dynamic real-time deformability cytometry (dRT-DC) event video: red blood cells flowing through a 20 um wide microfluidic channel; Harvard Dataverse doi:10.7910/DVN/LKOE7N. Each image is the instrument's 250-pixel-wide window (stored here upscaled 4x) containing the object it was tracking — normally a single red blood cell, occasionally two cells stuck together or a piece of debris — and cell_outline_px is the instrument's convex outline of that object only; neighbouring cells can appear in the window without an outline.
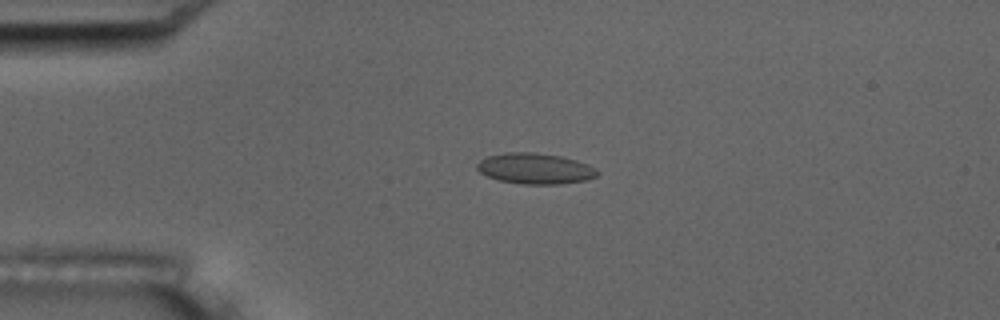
{"species": "common noctule bat (a hibernating species)", "species_latin": "Nyctalus noctula", "temperature_condition": "room temperature", "stored_images_in_passage": 4, "camera_frame_rate_fps": 3000, "um_per_image_px": 0.085, "animal": {"sex": "male", "body_mass_g": 17.5, "forearm_length_mm": 52.3}, "frame": {"image": 1, "passage_image": 4, "time_ms": 3.333, "image_size_px": [1000, 320], "cell_outline_px": [[600, 172], [596, 176], [588, 180], [560, 184], [524, 184], [500, 180], [488, 176], [480, 172], [476, 168], [476, 164], [480, 160], [488, 156], [504, 152], [536, 152], [560, 156], [576, 160], [588, 164], [596, 168]], "centroid_in_image_um": [45.51, 14.32], "position_along_channel_um": 39.5, "area_um2": 21.68}}